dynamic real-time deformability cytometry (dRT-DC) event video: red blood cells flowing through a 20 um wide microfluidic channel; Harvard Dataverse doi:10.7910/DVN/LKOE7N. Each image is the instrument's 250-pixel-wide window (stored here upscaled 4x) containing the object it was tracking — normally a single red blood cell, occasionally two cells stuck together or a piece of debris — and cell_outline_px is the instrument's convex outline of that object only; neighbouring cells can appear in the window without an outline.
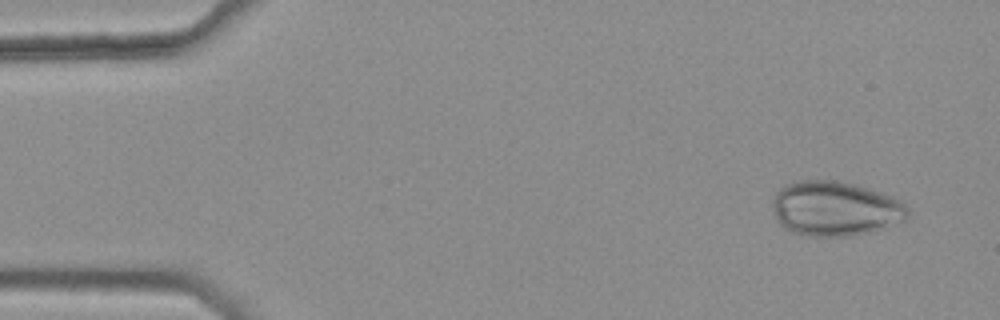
{"species": "common noctule bat (a hibernating species)", "species_latin": "Nyctalus noctula", "temperature_condition": "warm", "stored_images_in_passage": 4, "camera_frame_rate_fps": 3000, "um_per_image_px": 0.085, "animal": {"sex": "female", "body_mass_g": 25.1}, "frame": {"image": 1, "passage_image": 1, "time_ms": 0.0, "image_size_px": [1000, 320], "cell_outline_px": [[912, 212], [904, 220], [884, 228], [852, 236], [808, 236], [784, 228], [776, 220], [772, 208], [772, 200], [776, 192], [780, 188], [796, 180], [836, 180], [856, 184], [892, 196], [904, 204]], "centroid_in_image_um": [70.98, 17.72], "position_along_channel_um": 14.0, "area_um2": 43.35}}